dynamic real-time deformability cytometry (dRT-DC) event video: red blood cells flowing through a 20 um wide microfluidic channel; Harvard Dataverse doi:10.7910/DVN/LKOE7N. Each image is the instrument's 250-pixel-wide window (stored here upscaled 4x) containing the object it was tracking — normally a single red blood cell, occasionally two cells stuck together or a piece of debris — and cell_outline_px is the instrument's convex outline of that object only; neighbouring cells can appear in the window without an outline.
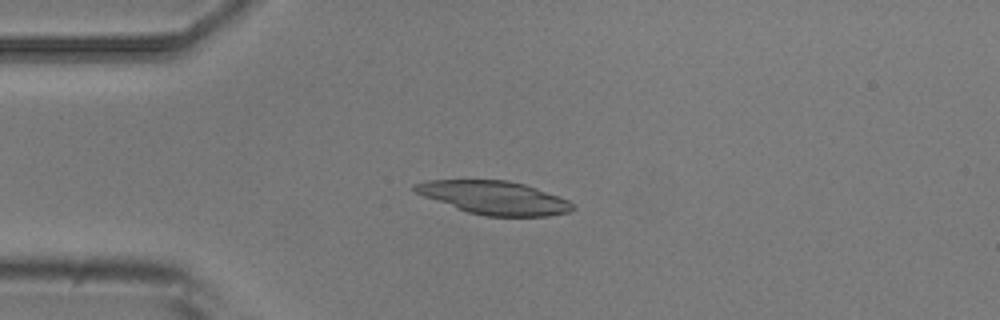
{"species": "common noctule bat (a hibernating species)", "species_latin": "Nyctalus noctula", "temperature_condition": "room temperature", "stored_images_in_passage": 5, "camera_frame_rate_fps": 3000, "um_per_image_px": 0.085, "animal": {"sex": "male", "body_mass_g": 20.5, "forearm_length_mm": 52.5}, "frame": {"image": 1, "passage_image": 3, "time_ms": 2.333, "image_size_px": [1000, 320], "cell_outline_px": [[576, 208], [568, 212], [548, 216], [484, 216], [468, 212], [456, 208], [424, 196], [416, 192], [412, 188], [412, 184], [428, 180], [508, 180], [524, 184], [536, 188], [568, 200]], "centroid_in_image_um": [41.99, 16.8], "position_along_channel_um": 43.0, "area_um2": 30.4}}
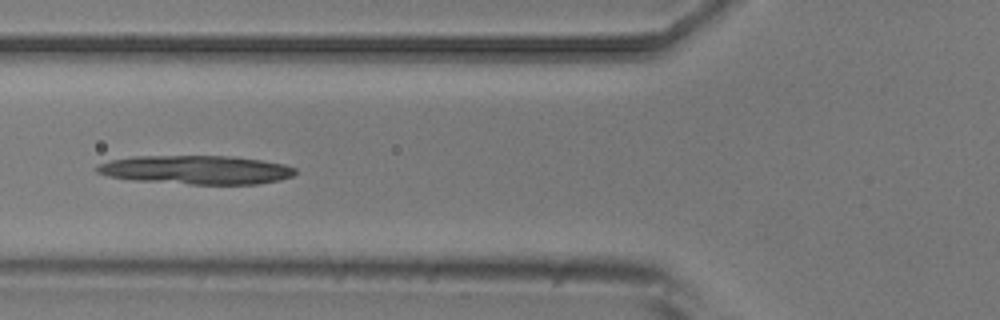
{"frame": {"image": 2, "passage_image": 5, "time_ms": 4.667, "image_size_px": [1000, 320], "cell_outline_px": [[296, 172], [292, 176], [280, 180], [256, 184], [188, 184], [132, 180], [108, 176], [96, 172], [96, 168], [100, 164], [108, 160], [132, 156], [232, 156], [260, 160], [284, 164], [296, 168]], "centroid_in_image_um": [16.66, 14.43], "position_along_channel_um": 109.1, "area_um2": 33.29}}